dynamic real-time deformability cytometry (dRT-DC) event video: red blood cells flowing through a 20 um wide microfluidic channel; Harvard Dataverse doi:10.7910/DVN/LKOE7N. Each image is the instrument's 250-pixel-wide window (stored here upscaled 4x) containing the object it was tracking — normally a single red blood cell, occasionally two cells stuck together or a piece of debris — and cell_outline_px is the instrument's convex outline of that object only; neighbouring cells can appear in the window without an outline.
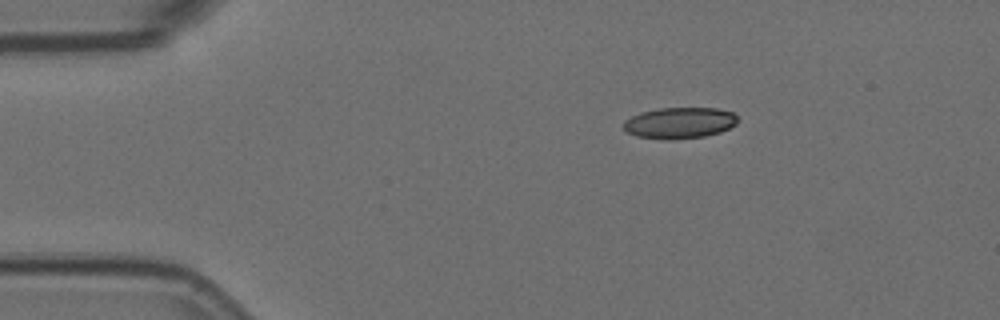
{"species": "Egyptian fruit bat (a non-hibernating species)", "species_latin": "Rousettus aegyptiacus", "temperature_condition": "room temperature", "stored_images_in_passage": 3, "camera_frame_rate_fps": 3000, "um_per_image_px": 0.085, "animal": {"sex": "female"}, "frame": {"image": 1, "passage_image": 1, "time_ms": 0.0, "image_size_px": [1000, 320], "cell_outline_px": [[736, 124], [720, 132], [704, 136], [664, 140], [636, 136], [628, 132], [624, 128], [624, 120], [640, 112], [656, 108], [716, 108], [732, 112], [736, 116]], "centroid_in_image_um": [57.73, 10.44], "position_along_channel_um": 27.3, "area_um2": 20.63}}